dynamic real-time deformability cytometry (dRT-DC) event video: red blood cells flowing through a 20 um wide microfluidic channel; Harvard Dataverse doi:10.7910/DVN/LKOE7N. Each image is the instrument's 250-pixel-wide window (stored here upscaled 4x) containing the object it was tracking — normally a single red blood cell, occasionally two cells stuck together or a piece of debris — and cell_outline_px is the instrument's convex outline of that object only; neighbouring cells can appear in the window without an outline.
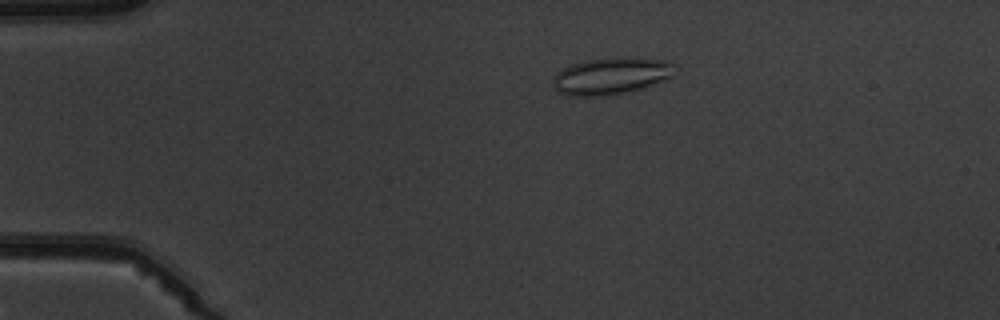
{"species": "common noctule bat (a hibernating species)", "species_latin": "Nyctalus noctula", "temperature_condition": "warm", "stored_images_in_passage": 4, "camera_frame_rate_fps": 3000, "um_per_image_px": 0.085, "animal": {"sex": "male", "body_mass_g": 19.5, "forearm_length_mm": 54.6}, "frame": {"image": 1, "passage_image": 1, "time_ms": 0.0, "image_size_px": [1000, 320], "cell_outline_px": [[672, 76], [664, 80], [628, 92], [612, 96], [568, 96], [560, 92], [552, 84], [552, 76], [556, 72], [568, 64], [584, 60], [616, 56], [632, 56], [668, 60], [672, 64]], "centroid_in_image_um": [51.88, 6.43], "position_along_channel_um": 33.1, "area_um2": 26.82}}
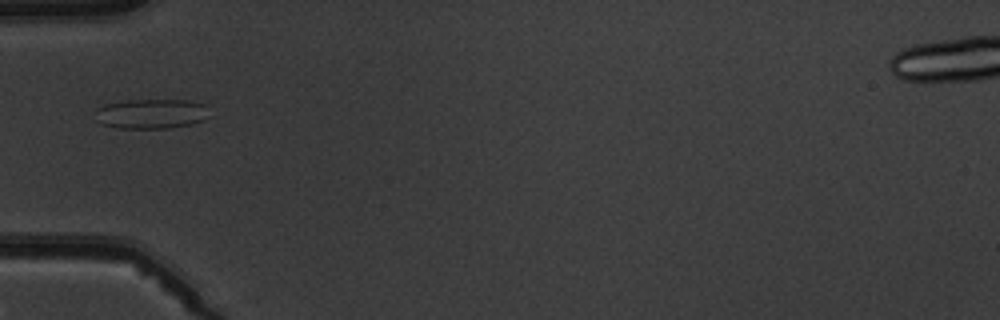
{"frame": {"image": 2, "passage_image": 3, "time_ms": 2.333, "image_size_px": [1000, 320], "cell_outline_px": [[204, 120], [192, 124], [168, 128], [120, 128], [100, 124], [96, 120], [96, 108], [104, 104], [128, 100], [184, 100], [204, 104]], "centroid_in_image_um": [12.76, 9.67], "position_along_channel_um": 72.2, "area_um2": 19.54}}
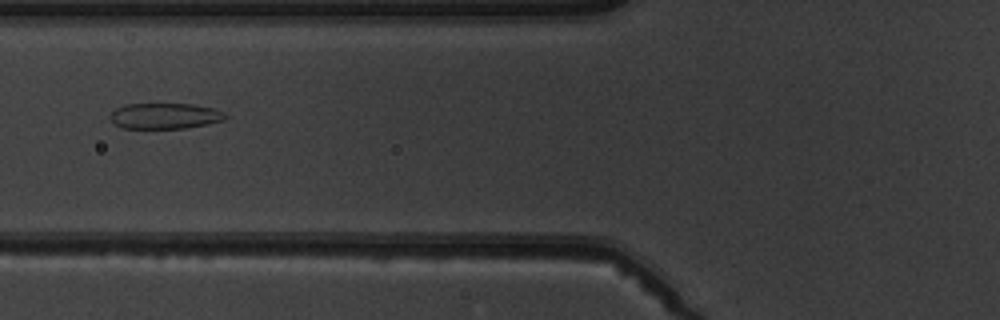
{"frame": {"image": 3, "passage_image": 4, "time_ms": 3.333, "image_size_px": [1000, 320], "cell_outline_px": [[228, 116], [224, 120], [208, 124], [184, 128], [124, 128], [116, 124], [108, 116], [116, 108], [124, 104], [192, 104], [212, 108], [224, 112]], "centroid_in_image_um": [14.02, 9.85], "position_along_channel_um": 111.8, "area_um2": 17.22}}